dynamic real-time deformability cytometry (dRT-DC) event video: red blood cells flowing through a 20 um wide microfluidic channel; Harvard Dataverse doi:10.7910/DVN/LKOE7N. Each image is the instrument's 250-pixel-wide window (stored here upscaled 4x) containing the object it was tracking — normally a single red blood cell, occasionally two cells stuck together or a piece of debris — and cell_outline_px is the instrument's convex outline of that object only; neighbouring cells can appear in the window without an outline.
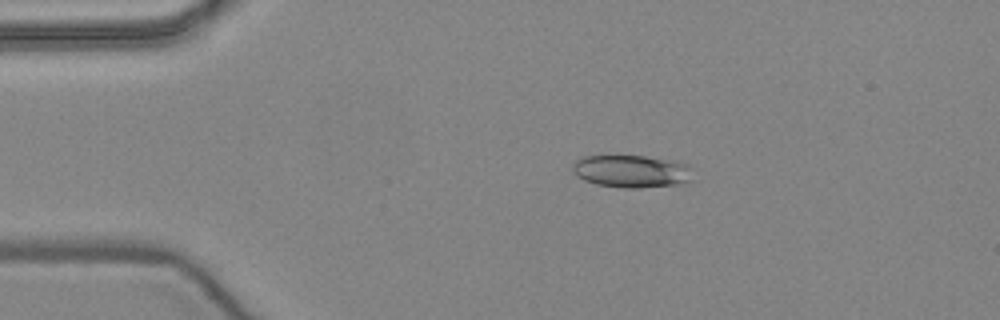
{"species": "common noctule bat (a hibernating species)", "species_latin": "Nyctalus noctula", "temperature_condition": "warm", "stored_images_in_passage": 47, "camera_frame_rate_fps": 3000, "um_per_image_px": 0.085, "animal": {"sex": "female", "body_mass_g": 24.6, "forearm_length_mm": 56.2}, "frame": {"image": 1, "passage_image": 6, "time_ms": 1.667, "image_size_px": [1000, 320], "cell_outline_px": [[692, 180], [684, 184], [640, 188], [624, 188], [596, 184], [584, 180], [576, 176], [572, 168], [572, 164], [576, 160], [584, 156], [616, 152], [644, 156], [688, 164], [692, 168]], "centroid_in_image_um": [53.64, 14.52], "position_along_channel_um": 31.4, "area_um2": 23.81}}
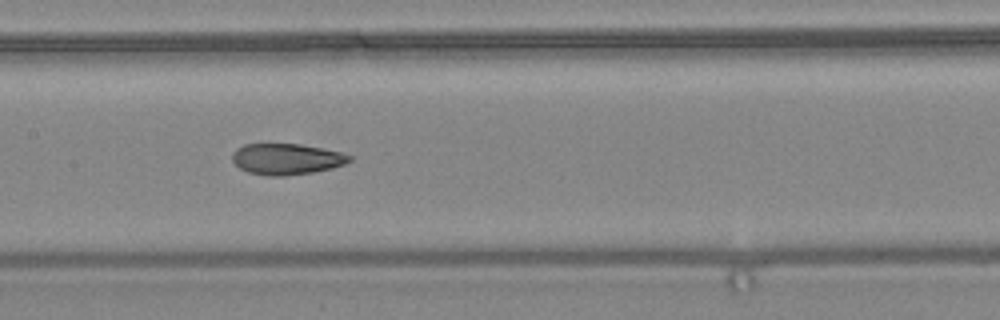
{"frame": {"image": 2, "passage_image": 21, "time_ms": 6.667, "image_size_px": [1000, 320], "cell_outline_px": [[352, 160], [344, 164], [332, 168], [312, 172], [284, 176], [268, 176], [248, 172], [240, 168], [232, 160], [232, 152], [236, 148], [244, 144], [300, 144], [340, 152], [352, 156]], "centroid_in_image_um": [24.33, 13.52], "position_along_channel_um": 183.1, "area_um2": 21.15}}
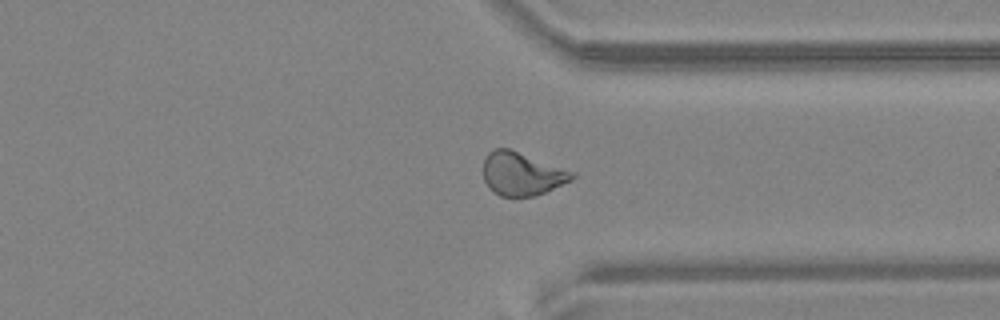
{"frame": {"image": 3, "passage_image": 35, "time_ms": 11.333, "image_size_px": [1000, 320], "cell_outline_px": [[576, 176], [572, 180], [536, 196], [500, 196], [492, 192], [488, 188], [484, 180], [484, 160], [488, 152], [496, 148], [508, 148], [576, 172]], "centroid_in_image_um": [44.36, 14.78], "position_along_channel_um": 367.0, "area_um2": 22.43}, "authors_computed_cell_mechanics": {"area_um2": 22.4264, "velocity_mm_per_s": 3.9778, "shape_relaxation_time_tau1_ms": 6.7133, "shape_relaxation_time_tau2_ms": 1.7673, "deformation_change_tau1": 0.1806, "deformation_change_tau2": 0.0817}}